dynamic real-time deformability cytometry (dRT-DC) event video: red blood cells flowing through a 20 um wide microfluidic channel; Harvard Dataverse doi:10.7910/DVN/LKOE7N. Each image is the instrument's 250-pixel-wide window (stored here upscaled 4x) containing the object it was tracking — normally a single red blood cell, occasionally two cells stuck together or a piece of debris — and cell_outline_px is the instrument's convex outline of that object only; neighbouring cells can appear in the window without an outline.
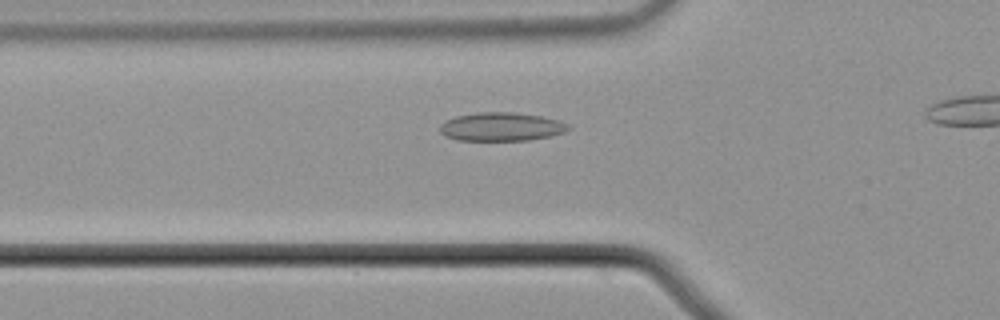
{"species": "common noctule bat (a hibernating species)", "species_latin": "Nyctalus noctula", "temperature_condition": "cold", "stored_images_in_passage": 30, "camera_frame_rate_fps": 3000, "um_per_image_px": 0.085, "animal": {"sex": "male", "body_mass_g": 21.5, "forearm_length_mm": 52.0}, "frame": {"image": 1, "passage_image": 4, "time_ms": 1.0, "image_size_px": [1000, 320], "cell_outline_px": [[572, 128], [564, 132], [548, 136], [528, 140], [456, 140], [444, 136], [440, 132], [440, 124], [444, 120], [456, 116], [476, 112], [512, 112], [540, 116], [560, 120], [568, 124]], "centroid_in_image_um": [42.58, 10.77], "position_along_channel_um": 83.2, "area_um2": 21.44}}
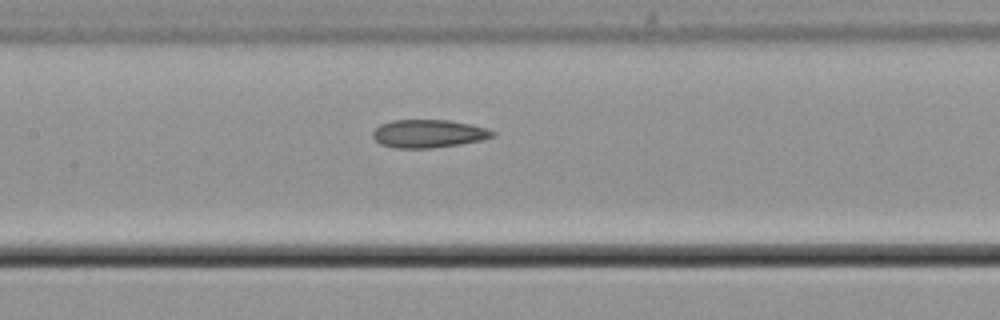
{"frame": {"image": 2, "passage_image": 11, "time_ms": 3.333, "image_size_px": [1000, 320], "cell_outline_px": [[496, 136], [484, 140], [460, 144], [432, 148], [396, 148], [380, 144], [372, 136], [372, 132], [380, 124], [392, 120], [448, 120], [488, 128], [496, 132]], "centroid_in_image_um": [36.45, 11.36], "position_along_channel_um": 171.0, "area_um2": 19.71}}
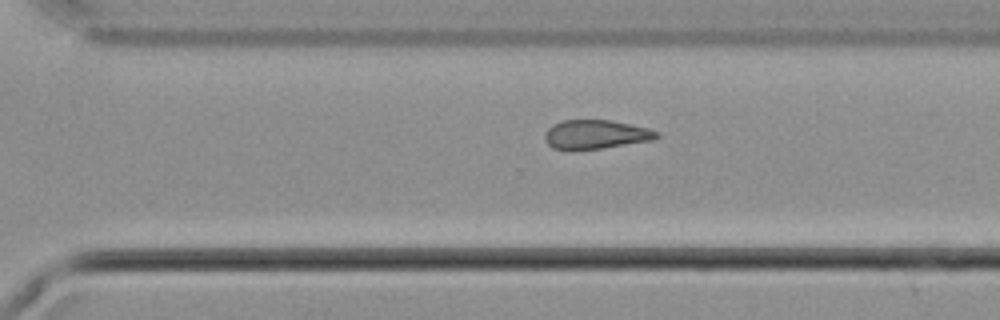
{"frame": {"image": 3, "passage_image": 23, "time_ms": 7.333, "image_size_px": [1000, 320], "cell_outline_px": [[660, 136], [652, 140], [600, 148], [552, 148], [548, 144], [544, 136], [544, 132], [552, 124], [560, 120], [612, 120], [648, 128], [660, 132]], "centroid_in_image_um": [50.65, 11.39], "position_along_channel_um": 320.0, "area_um2": 18.61}}